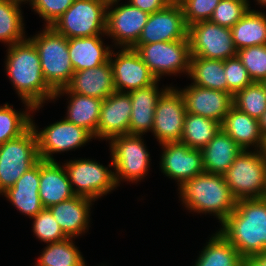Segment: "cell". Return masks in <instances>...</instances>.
Listing matches in <instances>:
<instances>
[{
    "label": "cell",
    "mask_w": 266,
    "mask_h": 266,
    "mask_svg": "<svg viewBox=\"0 0 266 266\" xmlns=\"http://www.w3.org/2000/svg\"><path fill=\"white\" fill-rule=\"evenodd\" d=\"M99 36L68 39V52L74 72L100 66L109 60L110 46L104 48Z\"/></svg>",
    "instance_id": "cell-26"
},
{
    "label": "cell",
    "mask_w": 266,
    "mask_h": 266,
    "mask_svg": "<svg viewBox=\"0 0 266 266\" xmlns=\"http://www.w3.org/2000/svg\"><path fill=\"white\" fill-rule=\"evenodd\" d=\"M245 266H266V252L244 258Z\"/></svg>",
    "instance_id": "cell-44"
},
{
    "label": "cell",
    "mask_w": 266,
    "mask_h": 266,
    "mask_svg": "<svg viewBox=\"0 0 266 266\" xmlns=\"http://www.w3.org/2000/svg\"><path fill=\"white\" fill-rule=\"evenodd\" d=\"M111 141L112 163L116 170L114 173L116 184L119 181H138L142 179L149 167V153L141 139V135L125 134L115 136ZM120 179V180H119Z\"/></svg>",
    "instance_id": "cell-9"
},
{
    "label": "cell",
    "mask_w": 266,
    "mask_h": 266,
    "mask_svg": "<svg viewBox=\"0 0 266 266\" xmlns=\"http://www.w3.org/2000/svg\"><path fill=\"white\" fill-rule=\"evenodd\" d=\"M93 200L83 196H73L48 209L68 238L85 232L89 223L90 205Z\"/></svg>",
    "instance_id": "cell-23"
},
{
    "label": "cell",
    "mask_w": 266,
    "mask_h": 266,
    "mask_svg": "<svg viewBox=\"0 0 266 266\" xmlns=\"http://www.w3.org/2000/svg\"><path fill=\"white\" fill-rule=\"evenodd\" d=\"M191 56L226 60L237 56L231 28L211 21L196 22L188 27Z\"/></svg>",
    "instance_id": "cell-10"
},
{
    "label": "cell",
    "mask_w": 266,
    "mask_h": 266,
    "mask_svg": "<svg viewBox=\"0 0 266 266\" xmlns=\"http://www.w3.org/2000/svg\"><path fill=\"white\" fill-rule=\"evenodd\" d=\"M261 152L263 154L264 159L266 160V136L263 138V145L261 148Z\"/></svg>",
    "instance_id": "cell-46"
},
{
    "label": "cell",
    "mask_w": 266,
    "mask_h": 266,
    "mask_svg": "<svg viewBox=\"0 0 266 266\" xmlns=\"http://www.w3.org/2000/svg\"><path fill=\"white\" fill-rule=\"evenodd\" d=\"M108 0H75L52 27L67 39L105 34Z\"/></svg>",
    "instance_id": "cell-7"
},
{
    "label": "cell",
    "mask_w": 266,
    "mask_h": 266,
    "mask_svg": "<svg viewBox=\"0 0 266 266\" xmlns=\"http://www.w3.org/2000/svg\"><path fill=\"white\" fill-rule=\"evenodd\" d=\"M187 113L200 115L223 123L226 114L233 106L230 93L190 85L180 90Z\"/></svg>",
    "instance_id": "cell-18"
},
{
    "label": "cell",
    "mask_w": 266,
    "mask_h": 266,
    "mask_svg": "<svg viewBox=\"0 0 266 266\" xmlns=\"http://www.w3.org/2000/svg\"><path fill=\"white\" fill-rule=\"evenodd\" d=\"M75 0H30L32 9L46 22V26L53 23L72 5Z\"/></svg>",
    "instance_id": "cell-42"
},
{
    "label": "cell",
    "mask_w": 266,
    "mask_h": 266,
    "mask_svg": "<svg viewBox=\"0 0 266 266\" xmlns=\"http://www.w3.org/2000/svg\"><path fill=\"white\" fill-rule=\"evenodd\" d=\"M162 145L164 152L161 158V169L169 178L183 182L204 173L202 152L182 142H168Z\"/></svg>",
    "instance_id": "cell-17"
},
{
    "label": "cell",
    "mask_w": 266,
    "mask_h": 266,
    "mask_svg": "<svg viewBox=\"0 0 266 266\" xmlns=\"http://www.w3.org/2000/svg\"><path fill=\"white\" fill-rule=\"evenodd\" d=\"M231 31L237 51L246 47L266 45V15L249 9Z\"/></svg>",
    "instance_id": "cell-29"
},
{
    "label": "cell",
    "mask_w": 266,
    "mask_h": 266,
    "mask_svg": "<svg viewBox=\"0 0 266 266\" xmlns=\"http://www.w3.org/2000/svg\"><path fill=\"white\" fill-rule=\"evenodd\" d=\"M183 9L186 25L210 20L215 7L221 0H177Z\"/></svg>",
    "instance_id": "cell-41"
},
{
    "label": "cell",
    "mask_w": 266,
    "mask_h": 266,
    "mask_svg": "<svg viewBox=\"0 0 266 266\" xmlns=\"http://www.w3.org/2000/svg\"><path fill=\"white\" fill-rule=\"evenodd\" d=\"M65 169L72 190L77 196L96 200L117 186L114 172L93 160H71L65 163Z\"/></svg>",
    "instance_id": "cell-11"
},
{
    "label": "cell",
    "mask_w": 266,
    "mask_h": 266,
    "mask_svg": "<svg viewBox=\"0 0 266 266\" xmlns=\"http://www.w3.org/2000/svg\"><path fill=\"white\" fill-rule=\"evenodd\" d=\"M258 120H259V127H260L261 134L263 137H265L266 136V110Z\"/></svg>",
    "instance_id": "cell-45"
},
{
    "label": "cell",
    "mask_w": 266,
    "mask_h": 266,
    "mask_svg": "<svg viewBox=\"0 0 266 266\" xmlns=\"http://www.w3.org/2000/svg\"><path fill=\"white\" fill-rule=\"evenodd\" d=\"M64 93L71 96L65 119L86 129L94 137L97 132L103 100L73 92H55L54 98L56 99L57 96L59 97Z\"/></svg>",
    "instance_id": "cell-28"
},
{
    "label": "cell",
    "mask_w": 266,
    "mask_h": 266,
    "mask_svg": "<svg viewBox=\"0 0 266 266\" xmlns=\"http://www.w3.org/2000/svg\"><path fill=\"white\" fill-rule=\"evenodd\" d=\"M75 196L67 171L56 161L40 160L39 197L44 208H49Z\"/></svg>",
    "instance_id": "cell-21"
},
{
    "label": "cell",
    "mask_w": 266,
    "mask_h": 266,
    "mask_svg": "<svg viewBox=\"0 0 266 266\" xmlns=\"http://www.w3.org/2000/svg\"><path fill=\"white\" fill-rule=\"evenodd\" d=\"M38 144L40 160L55 161L53 153L69 151L81 147L92 139V135L84 128L79 127L66 119L47 126L38 132L31 121Z\"/></svg>",
    "instance_id": "cell-14"
},
{
    "label": "cell",
    "mask_w": 266,
    "mask_h": 266,
    "mask_svg": "<svg viewBox=\"0 0 266 266\" xmlns=\"http://www.w3.org/2000/svg\"><path fill=\"white\" fill-rule=\"evenodd\" d=\"M173 1L174 0H129L128 2L144 12L152 14L165 9Z\"/></svg>",
    "instance_id": "cell-43"
},
{
    "label": "cell",
    "mask_w": 266,
    "mask_h": 266,
    "mask_svg": "<svg viewBox=\"0 0 266 266\" xmlns=\"http://www.w3.org/2000/svg\"><path fill=\"white\" fill-rule=\"evenodd\" d=\"M179 186L180 198L189 210L214 213L221 223L236 207L237 199L223 175L204 172Z\"/></svg>",
    "instance_id": "cell-3"
},
{
    "label": "cell",
    "mask_w": 266,
    "mask_h": 266,
    "mask_svg": "<svg viewBox=\"0 0 266 266\" xmlns=\"http://www.w3.org/2000/svg\"><path fill=\"white\" fill-rule=\"evenodd\" d=\"M266 89V79L262 82Z\"/></svg>",
    "instance_id": "cell-49"
},
{
    "label": "cell",
    "mask_w": 266,
    "mask_h": 266,
    "mask_svg": "<svg viewBox=\"0 0 266 266\" xmlns=\"http://www.w3.org/2000/svg\"><path fill=\"white\" fill-rule=\"evenodd\" d=\"M132 48L138 52L157 80L164 74L189 73V40L134 45Z\"/></svg>",
    "instance_id": "cell-8"
},
{
    "label": "cell",
    "mask_w": 266,
    "mask_h": 266,
    "mask_svg": "<svg viewBox=\"0 0 266 266\" xmlns=\"http://www.w3.org/2000/svg\"><path fill=\"white\" fill-rule=\"evenodd\" d=\"M32 219H34L33 232L39 240L46 243H53L68 238L48 208H44L36 216L32 217Z\"/></svg>",
    "instance_id": "cell-39"
},
{
    "label": "cell",
    "mask_w": 266,
    "mask_h": 266,
    "mask_svg": "<svg viewBox=\"0 0 266 266\" xmlns=\"http://www.w3.org/2000/svg\"><path fill=\"white\" fill-rule=\"evenodd\" d=\"M237 56L253 82H263L266 79V45L240 49Z\"/></svg>",
    "instance_id": "cell-37"
},
{
    "label": "cell",
    "mask_w": 266,
    "mask_h": 266,
    "mask_svg": "<svg viewBox=\"0 0 266 266\" xmlns=\"http://www.w3.org/2000/svg\"><path fill=\"white\" fill-rule=\"evenodd\" d=\"M223 131L230 136L242 149L248 150L250 145L261 150L263 136L259 127V120L250 117L232 106L221 124Z\"/></svg>",
    "instance_id": "cell-27"
},
{
    "label": "cell",
    "mask_w": 266,
    "mask_h": 266,
    "mask_svg": "<svg viewBox=\"0 0 266 266\" xmlns=\"http://www.w3.org/2000/svg\"><path fill=\"white\" fill-rule=\"evenodd\" d=\"M19 5L20 2L15 0H0V41L9 46L26 40Z\"/></svg>",
    "instance_id": "cell-34"
},
{
    "label": "cell",
    "mask_w": 266,
    "mask_h": 266,
    "mask_svg": "<svg viewBox=\"0 0 266 266\" xmlns=\"http://www.w3.org/2000/svg\"><path fill=\"white\" fill-rule=\"evenodd\" d=\"M224 72L227 81V93L232 96L253 82L238 56L224 60Z\"/></svg>",
    "instance_id": "cell-40"
},
{
    "label": "cell",
    "mask_w": 266,
    "mask_h": 266,
    "mask_svg": "<svg viewBox=\"0 0 266 266\" xmlns=\"http://www.w3.org/2000/svg\"><path fill=\"white\" fill-rule=\"evenodd\" d=\"M221 123L200 115L187 113L180 142L193 149H203L219 132Z\"/></svg>",
    "instance_id": "cell-32"
},
{
    "label": "cell",
    "mask_w": 266,
    "mask_h": 266,
    "mask_svg": "<svg viewBox=\"0 0 266 266\" xmlns=\"http://www.w3.org/2000/svg\"><path fill=\"white\" fill-rule=\"evenodd\" d=\"M72 238L49 243L35 266H86Z\"/></svg>",
    "instance_id": "cell-33"
},
{
    "label": "cell",
    "mask_w": 266,
    "mask_h": 266,
    "mask_svg": "<svg viewBox=\"0 0 266 266\" xmlns=\"http://www.w3.org/2000/svg\"><path fill=\"white\" fill-rule=\"evenodd\" d=\"M233 196L239 199L264 198L266 160L261 150H243L223 174Z\"/></svg>",
    "instance_id": "cell-5"
},
{
    "label": "cell",
    "mask_w": 266,
    "mask_h": 266,
    "mask_svg": "<svg viewBox=\"0 0 266 266\" xmlns=\"http://www.w3.org/2000/svg\"><path fill=\"white\" fill-rule=\"evenodd\" d=\"M177 40L189 39L183 9L181 4L174 0L165 9L149 15L142 34L135 45Z\"/></svg>",
    "instance_id": "cell-13"
},
{
    "label": "cell",
    "mask_w": 266,
    "mask_h": 266,
    "mask_svg": "<svg viewBox=\"0 0 266 266\" xmlns=\"http://www.w3.org/2000/svg\"><path fill=\"white\" fill-rule=\"evenodd\" d=\"M29 113L16 112L8 104L0 106V144L23 134L30 126Z\"/></svg>",
    "instance_id": "cell-36"
},
{
    "label": "cell",
    "mask_w": 266,
    "mask_h": 266,
    "mask_svg": "<svg viewBox=\"0 0 266 266\" xmlns=\"http://www.w3.org/2000/svg\"><path fill=\"white\" fill-rule=\"evenodd\" d=\"M15 1H18V2H25V1H27V2H29L30 0H15Z\"/></svg>",
    "instance_id": "cell-48"
},
{
    "label": "cell",
    "mask_w": 266,
    "mask_h": 266,
    "mask_svg": "<svg viewBox=\"0 0 266 266\" xmlns=\"http://www.w3.org/2000/svg\"><path fill=\"white\" fill-rule=\"evenodd\" d=\"M249 6L248 3L241 0H221L209 21L232 28L247 13L250 9Z\"/></svg>",
    "instance_id": "cell-38"
},
{
    "label": "cell",
    "mask_w": 266,
    "mask_h": 266,
    "mask_svg": "<svg viewBox=\"0 0 266 266\" xmlns=\"http://www.w3.org/2000/svg\"><path fill=\"white\" fill-rule=\"evenodd\" d=\"M221 233L243 258L266 252V198L239 199Z\"/></svg>",
    "instance_id": "cell-1"
},
{
    "label": "cell",
    "mask_w": 266,
    "mask_h": 266,
    "mask_svg": "<svg viewBox=\"0 0 266 266\" xmlns=\"http://www.w3.org/2000/svg\"><path fill=\"white\" fill-rule=\"evenodd\" d=\"M244 258L219 232L209 239L195 266H242Z\"/></svg>",
    "instance_id": "cell-31"
},
{
    "label": "cell",
    "mask_w": 266,
    "mask_h": 266,
    "mask_svg": "<svg viewBox=\"0 0 266 266\" xmlns=\"http://www.w3.org/2000/svg\"><path fill=\"white\" fill-rule=\"evenodd\" d=\"M38 51L43 77L48 86L57 92L71 80L74 69L68 52V39L52 26L28 38Z\"/></svg>",
    "instance_id": "cell-4"
},
{
    "label": "cell",
    "mask_w": 266,
    "mask_h": 266,
    "mask_svg": "<svg viewBox=\"0 0 266 266\" xmlns=\"http://www.w3.org/2000/svg\"><path fill=\"white\" fill-rule=\"evenodd\" d=\"M233 106L259 119L266 110V89L262 82H252L233 96Z\"/></svg>",
    "instance_id": "cell-35"
},
{
    "label": "cell",
    "mask_w": 266,
    "mask_h": 266,
    "mask_svg": "<svg viewBox=\"0 0 266 266\" xmlns=\"http://www.w3.org/2000/svg\"><path fill=\"white\" fill-rule=\"evenodd\" d=\"M259 4L266 6V0H257Z\"/></svg>",
    "instance_id": "cell-47"
},
{
    "label": "cell",
    "mask_w": 266,
    "mask_h": 266,
    "mask_svg": "<svg viewBox=\"0 0 266 266\" xmlns=\"http://www.w3.org/2000/svg\"><path fill=\"white\" fill-rule=\"evenodd\" d=\"M186 114L179 90L167 87L157 101L152 128L160 144L180 142Z\"/></svg>",
    "instance_id": "cell-12"
},
{
    "label": "cell",
    "mask_w": 266,
    "mask_h": 266,
    "mask_svg": "<svg viewBox=\"0 0 266 266\" xmlns=\"http://www.w3.org/2000/svg\"><path fill=\"white\" fill-rule=\"evenodd\" d=\"M57 92H73L104 100L116 92L110 61L94 68L74 72L68 85Z\"/></svg>",
    "instance_id": "cell-20"
},
{
    "label": "cell",
    "mask_w": 266,
    "mask_h": 266,
    "mask_svg": "<svg viewBox=\"0 0 266 266\" xmlns=\"http://www.w3.org/2000/svg\"><path fill=\"white\" fill-rule=\"evenodd\" d=\"M157 80L154 84L127 92L131 98L132 112L129 124V134L142 135L152 131L154 124L155 107L162 92L157 89Z\"/></svg>",
    "instance_id": "cell-24"
},
{
    "label": "cell",
    "mask_w": 266,
    "mask_h": 266,
    "mask_svg": "<svg viewBox=\"0 0 266 266\" xmlns=\"http://www.w3.org/2000/svg\"><path fill=\"white\" fill-rule=\"evenodd\" d=\"M112 54L117 56L114 60H112ZM109 61L117 92H129L140 89L157 81L138 52L133 48H123L116 54L111 51ZM124 89H127V91Z\"/></svg>",
    "instance_id": "cell-16"
},
{
    "label": "cell",
    "mask_w": 266,
    "mask_h": 266,
    "mask_svg": "<svg viewBox=\"0 0 266 266\" xmlns=\"http://www.w3.org/2000/svg\"><path fill=\"white\" fill-rule=\"evenodd\" d=\"M119 0H110L106 11V29L105 34L111 35L116 44L123 48H132L139 40L143 28L147 23L150 14L132 6L123 4L109 10L110 7Z\"/></svg>",
    "instance_id": "cell-15"
},
{
    "label": "cell",
    "mask_w": 266,
    "mask_h": 266,
    "mask_svg": "<svg viewBox=\"0 0 266 266\" xmlns=\"http://www.w3.org/2000/svg\"><path fill=\"white\" fill-rule=\"evenodd\" d=\"M131 112V98L127 92L116 91L110 94L102 102L94 137L110 140L115 136L129 134Z\"/></svg>",
    "instance_id": "cell-19"
},
{
    "label": "cell",
    "mask_w": 266,
    "mask_h": 266,
    "mask_svg": "<svg viewBox=\"0 0 266 266\" xmlns=\"http://www.w3.org/2000/svg\"><path fill=\"white\" fill-rule=\"evenodd\" d=\"M243 150L221 128L209 143L201 149L205 172L223 175Z\"/></svg>",
    "instance_id": "cell-25"
},
{
    "label": "cell",
    "mask_w": 266,
    "mask_h": 266,
    "mask_svg": "<svg viewBox=\"0 0 266 266\" xmlns=\"http://www.w3.org/2000/svg\"><path fill=\"white\" fill-rule=\"evenodd\" d=\"M39 161L37 136L32 125L20 136L0 144V193L11 188Z\"/></svg>",
    "instance_id": "cell-6"
},
{
    "label": "cell",
    "mask_w": 266,
    "mask_h": 266,
    "mask_svg": "<svg viewBox=\"0 0 266 266\" xmlns=\"http://www.w3.org/2000/svg\"><path fill=\"white\" fill-rule=\"evenodd\" d=\"M188 75L196 86L227 92L224 60L191 56Z\"/></svg>",
    "instance_id": "cell-30"
},
{
    "label": "cell",
    "mask_w": 266,
    "mask_h": 266,
    "mask_svg": "<svg viewBox=\"0 0 266 266\" xmlns=\"http://www.w3.org/2000/svg\"><path fill=\"white\" fill-rule=\"evenodd\" d=\"M6 71L29 112L54 99L55 92L43 77L38 51L29 39L9 46Z\"/></svg>",
    "instance_id": "cell-2"
},
{
    "label": "cell",
    "mask_w": 266,
    "mask_h": 266,
    "mask_svg": "<svg viewBox=\"0 0 266 266\" xmlns=\"http://www.w3.org/2000/svg\"><path fill=\"white\" fill-rule=\"evenodd\" d=\"M40 161L25 172L15 184L3 194L20 212L30 217L44 209L39 197Z\"/></svg>",
    "instance_id": "cell-22"
}]
</instances>
